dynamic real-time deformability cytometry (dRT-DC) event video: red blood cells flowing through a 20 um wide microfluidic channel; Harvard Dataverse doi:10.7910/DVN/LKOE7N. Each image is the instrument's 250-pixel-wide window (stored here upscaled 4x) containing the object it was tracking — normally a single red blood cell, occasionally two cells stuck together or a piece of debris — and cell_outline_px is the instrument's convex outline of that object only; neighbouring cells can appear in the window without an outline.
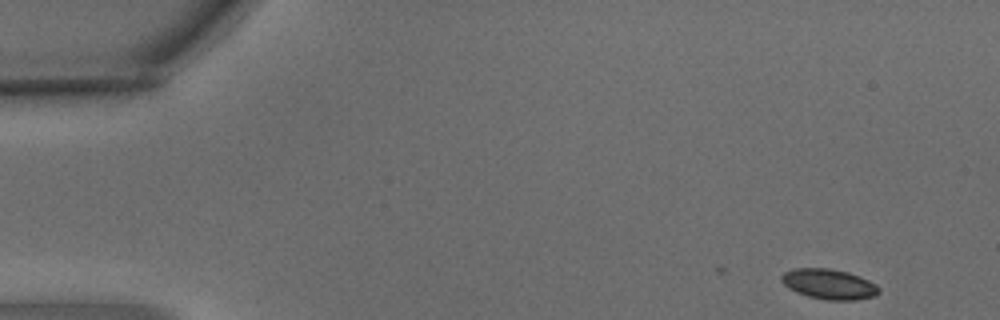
{"species": "common noctule bat (a hibernating species)", "species_latin": "Nyctalus noctula", "temperature_condition": "warm", "stored_images_in_passage": 6, "camera_frame_rate_fps": 3000, "um_per_image_px": 0.085, "animal": {"sex": "male", "body_mass_g": 15.6}, "frame": {"image": 1, "passage_image": 1, "time_ms": 0.0, "image_size_px": [1000, 320], "cell_outline_px": [[880, 292], [876, 296], [856, 300], [824, 300], [808, 296], [796, 292], [788, 288], [780, 280], [780, 276], [784, 272], [792, 268], [828, 268], [848, 272], [860, 276], [876, 284], [880, 288]], "centroid_in_image_um": [70.46, 24.15], "position_along_channel_um": 14.5, "area_um2": 17.4}}
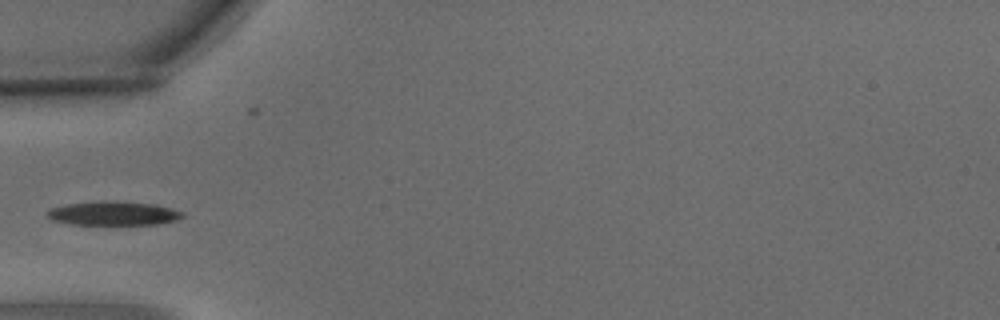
{"frame": {"image": 2, "passage_image": 4, "time_ms": 1.0, "image_size_px": [1000, 320], "cell_outline_px": [[184, 216], [176, 220], [156, 224], [72, 224], [52, 220], [44, 216], [52, 208], [68, 204], [100, 200], [116, 200], [156, 204], [172, 208], [184, 212]], "centroid_in_image_um": [9.66, 18.11], "position_along_channel_um": 75.3, "area_um2": 19.02}}